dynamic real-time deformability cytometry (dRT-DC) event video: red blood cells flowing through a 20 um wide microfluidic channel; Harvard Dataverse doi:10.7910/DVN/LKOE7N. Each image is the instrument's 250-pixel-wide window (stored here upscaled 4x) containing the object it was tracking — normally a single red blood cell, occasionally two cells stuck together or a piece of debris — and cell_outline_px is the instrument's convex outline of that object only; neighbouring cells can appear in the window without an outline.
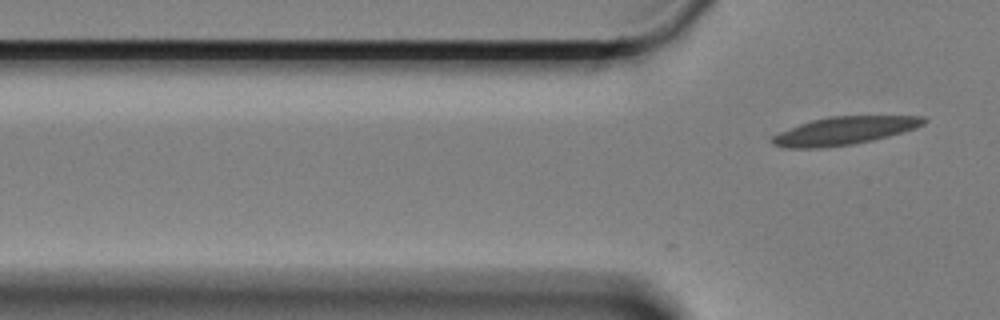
{"species": "Egyptian fruit bat (a non-hibernating species)", "species_latin": "Rousettus aegyptiacus", "temperature_condition": "cold", "stored_images_in_passage": 2, "camera_frame_rate_fps": 3000, "um_per_image_px": 0.085, "animal": {"sex": "female"}, "frame": {"image": 1, "passage_image": 2, "time_ms": 0.333, "image_size_px": [1000, 320], "cell_outline_px": [[928, 120], [924, 124], [916, 128], [888, 136], [872, 140], [852, 144], [824, 148], [784, 148], [772, 144], [768, 140], [772, 136], [780, 132], [800, 124], [812, 120], [828, 116], [924, 116]], "centroid_in_image_um": [71.74, 11.12], "position_along_channel_um": 54.1, "area_um2": 24.74}}